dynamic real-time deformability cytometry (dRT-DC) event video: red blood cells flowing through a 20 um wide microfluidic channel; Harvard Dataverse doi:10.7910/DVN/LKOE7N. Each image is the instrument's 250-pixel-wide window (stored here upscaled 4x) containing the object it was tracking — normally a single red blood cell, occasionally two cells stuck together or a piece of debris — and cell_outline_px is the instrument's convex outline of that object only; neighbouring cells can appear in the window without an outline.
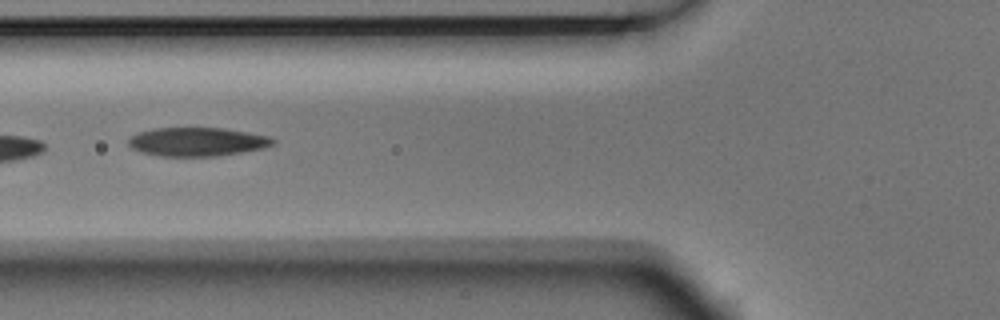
{"species": "Egyptian fruit bat (a non-hibernating species)", "species_latin": "Rousettus aegyptiacus", "temperature_condition": "room temperature", "stored_images_in_passage": 8, "camera_frame_rate_fps": 3000, "um_per_image_px": 0.085, "animal": {"sex": "male"}, "frame": {"image": 1, "passage_image": 6, "time_ms": 1.667, "image_size_px": [1000, 320], "cell_outline_px": [[276, 144], [264, 148], [216, 156], [160, 156], [144, 152], [132, 148], [128, 144], [128, 140], [136, 132], [152, 128], [224, 128], [248, 132], [268, 136], [276, 140]], "centroid_in_image_um": [16.77, 12.04], "position_along_channel_um": 109.0, "area_um2": 24.16}}
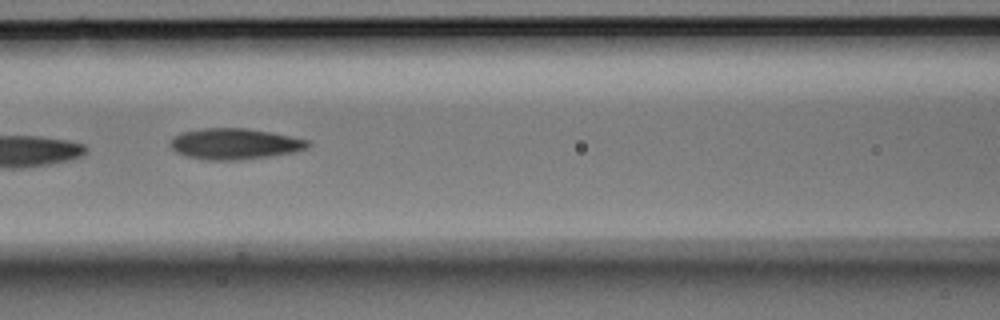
{"frame": {"image": 2, "passage_image": 7, "time_ms": 2.0, "image_size_px": [1000, 320], "cell_outline_px": [[312, 144], [308, 148], [292, 152], [268, 156], [236, 160], [208, 160], [184, 156], [176, 152], [172, 148], [172, 136], [180, 132], [200, 128], [248, 128], [272, 132], [308, 140]], "centroid_in_image_um": [19.93, 12.21], "position_along_channel_um": 146.7, "area_um2": 24.85}}
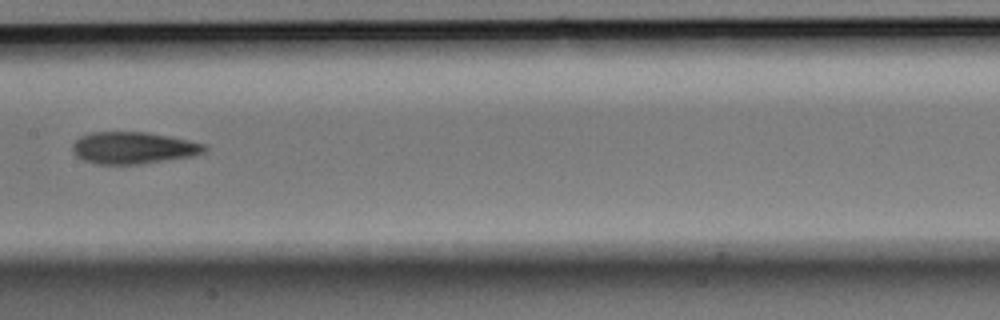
{"frame": {"image": 3, "passage_image": 8, "time_ms": 2.333, "image_size_px": [1000, 320], "cell_outline_px": [[208, 148], [204, 152], [196, 156], [140, 164], [96, 164], [84, 160], [76, 156], [72, 152], [72, 144], [80, 136], [92, 132], [148, 132], [208, 144]], "centroid_in_image_um": [11.36, 12.57], "position_along_channel_um": 196.0, "area_um2": 24.8}}